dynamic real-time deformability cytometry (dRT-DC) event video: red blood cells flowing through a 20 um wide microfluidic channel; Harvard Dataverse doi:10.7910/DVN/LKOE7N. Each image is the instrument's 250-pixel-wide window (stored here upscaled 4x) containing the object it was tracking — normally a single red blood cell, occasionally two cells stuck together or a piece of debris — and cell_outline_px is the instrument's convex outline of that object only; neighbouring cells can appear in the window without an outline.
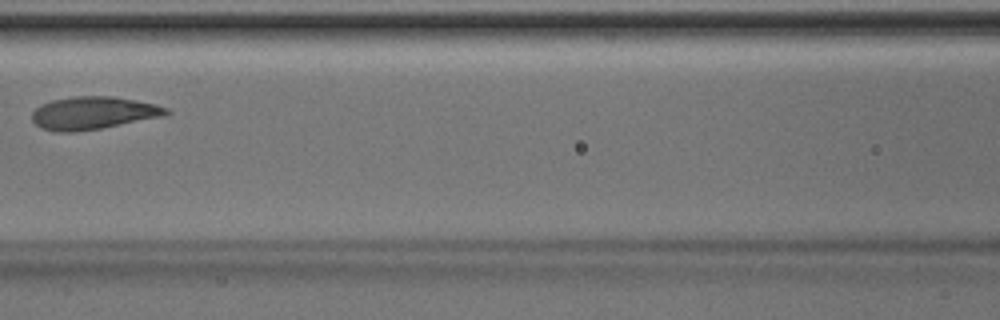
{"species": "Egyptian fruit bat (a non-hibernating species)", "species_latin": "Rousettus aegyptiacus", "temperature_condition": "room temperature", "stored_images_in_passage": 5, "camera_frame_rate_fps": 3000, "um_per_image_px": 0.085, "animal": {"sex": "male"}, "frame": {"image": 1, "passage_image": 4, "time_ms": 1.0, "image_size_px": [1000, 320], "cell_outline_px": [[172, 112], [168, 116], [100, 128], [76, 132], [56, 132], [40, 128], [32, 120], [32, 112], [40, 104], [52, 100], [72, 96], [112, 96], [136, 100], [156, 104], [168, 108]], "centroid_in_image_um": [7.95, 9.6], "position_along_channel_um": 158.6, "area_um2": 25.95}}